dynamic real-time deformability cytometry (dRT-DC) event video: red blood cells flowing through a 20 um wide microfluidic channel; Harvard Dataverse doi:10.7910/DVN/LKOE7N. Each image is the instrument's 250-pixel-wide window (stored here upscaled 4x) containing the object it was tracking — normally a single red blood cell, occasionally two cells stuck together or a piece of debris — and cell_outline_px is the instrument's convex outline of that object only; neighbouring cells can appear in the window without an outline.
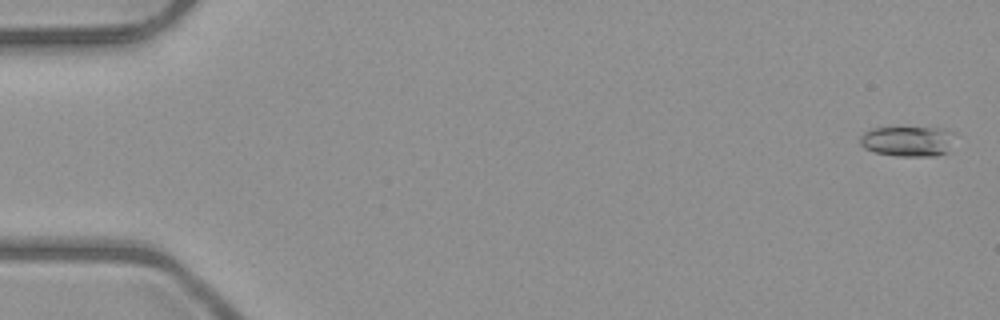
{"species": "common noctule bat (a hibernating species)", "species_latin": "Nyctalus noctula", "temperature_condition": "room temperature", "stored_images_in_passage": 53, "camera_frame_rate_fps": 3000, "um_per_image_px": 0.085, "animal": {"sex": "male", "body_mass_g": 23.1, "forearm_length_mm": 52.7}, "frame": {"image": 1, "passage_image": 2, "time_ms": 0.333, "image_size_px": [1000, 320], "cell_outline_px": [[956, 132], [948, 152], [936, 156], [896, 156], [872, 152], [864, 148], [860, 144], [860, 136], [864, 132], [872, 128], [944, 128]], "centroid_in_image_um": [77.18, 12.01], "position_along_channel_um": 7.8, "area_um2": 16.99}}
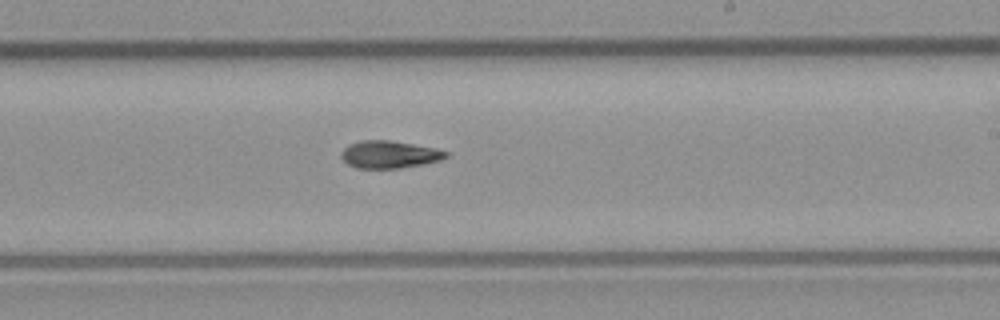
{"frame": {"image": 2, "passage_image": 32, "time_ms": 10.333, "image_size_px": [1000, 320], "cell_outline_px": [[448, 156], [440, 160], [424, 164], [400, 168], [356, 168], [348, 164], [340, 156], [340, 152], [344, 148], [352, 144], [364, 140], [388, 140], [436, 148], [448, 152]], "centroid_in_image_um": [33.1, 13.14], "position_along_channel_um": 255.9, "area_um2": 16.59}}
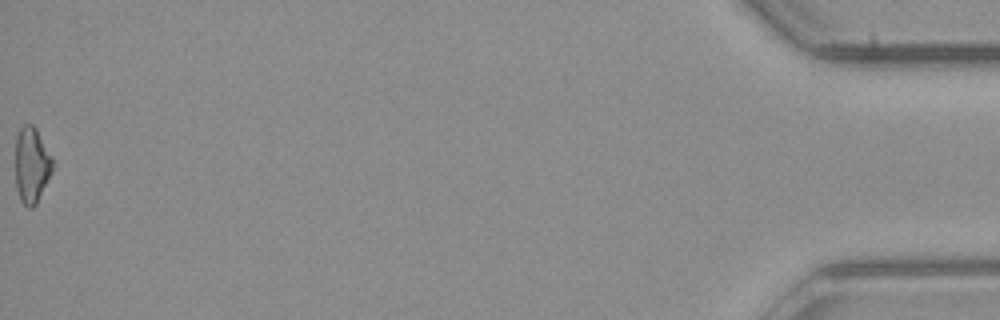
{"frame": {"image": 3, "passage_image": 53, "time_ms": 17.333, "image_size_px": [1000, 320], "cell_outline_px": [[56, 164], [36, 204], [32, 208], [28, 208], [20, 200], [16, 188], [16, 136], [20, 128], [24, 124], [32, 124], [36, 128], [52, 156]], "centroid_in_image_um": [2.71, 14.03], "position_along_channel_um": 432.5, "area_um2": 16.65}, "authors_computed_cell_mechanics": {"area_um2": 16.4152, "velocity_mm_per_s": 4.0331, "shape_relaxation_time_tau1_ms": 9.5195, "shape_relaxation_time_tau2_ms": null, "deformation_change_tau1": 0.1984, "deformation_change_tau2": null}}